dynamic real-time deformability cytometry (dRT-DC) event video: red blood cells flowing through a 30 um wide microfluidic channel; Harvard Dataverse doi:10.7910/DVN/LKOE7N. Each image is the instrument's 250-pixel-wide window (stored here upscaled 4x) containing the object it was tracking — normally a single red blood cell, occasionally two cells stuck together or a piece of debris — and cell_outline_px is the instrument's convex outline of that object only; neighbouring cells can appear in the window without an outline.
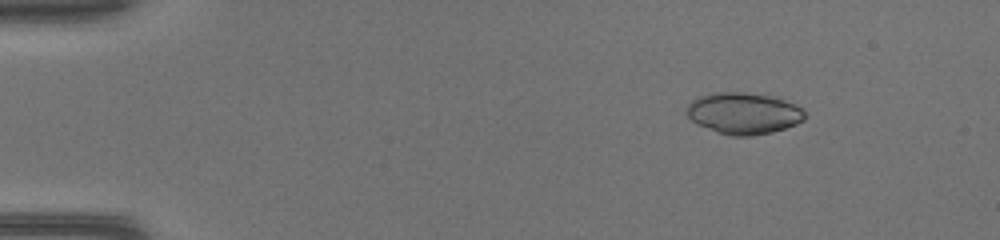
{"species": "common noctule bat (a hibernating species)", "species_latin": "Nyctalus noctula", "temperature_condition": "warm", "stored_images_in_passage": 46, "camera_frame_rate_fps": 3000, "um_per_image_px": 0.085, "animal": {"sex": "female", "body_mass_g": 17.0, "forearm_length_mm": 48.0}, "frame": {"image": 1, "passage_image": 6, "time_ms": 1.667, "image_size_px": [1000, 240], "cell_outline_px": [[808, 116], [804, 120], [796, 124], [772, 132], [752, 136], [732, 136], [716, 132], [696, 124], [684, 112], [688, 104], [692, 100], [700, 96], [712, 92], [744, 92], [776, 96], [800, 108]], "centroid_in_image_um": [63.18, 9.63], "position_along_channel_um": 21.8, "area_um2": 28.84}}
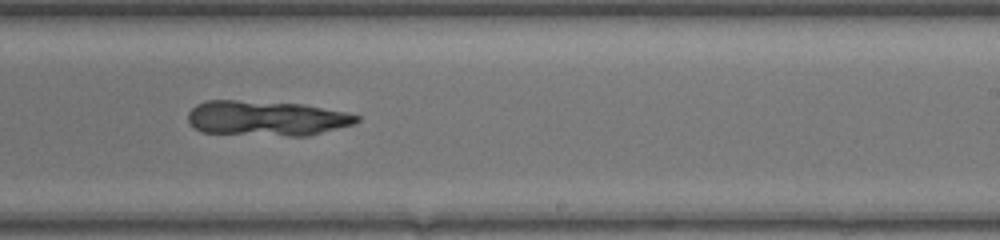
{"frame": {"image": 2, "passage_image": 29, "time_ms": 9.333, "image_size_px": [1000, 240], "cell_outline_px": [[360, 120], [352, 124], [308, 136], [288, 136], [200, 132], [188, 120], [188, 112], [196, 104], [208, 100], [236, 100], [304, 104], [344, 112], [360, 116]], "centroid_in_image_um": [22.63, 10.05], "position_along_channel_um": 266.4, "area_um2": 34.33}}
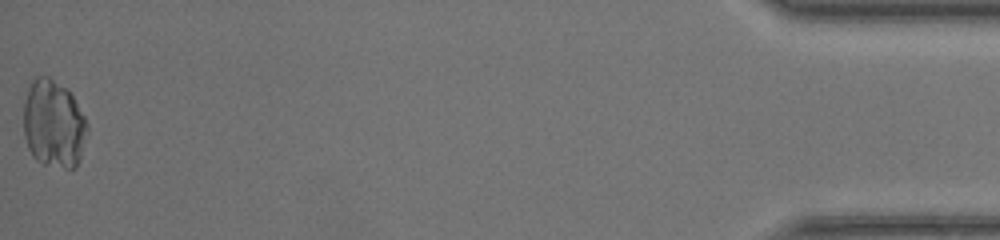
{"frame": {"image": 3, "passage_image": 46, "time_ms": 15.0, "image_size_px": [1000, 240], "cell_outline_px": [[88, 128], [80, 160], [76, 168], [64, 168], [44, 164], [36, 160], [32, 156], [28, 148], [24, 136], [24, 100], [32, 80], [36, 76], [48, 76], [68, 88], [84, 116], [88, 124]], "centroid_in_image_um": [4.56, 10.54], "position_along_channel_um": 430.6, "area_um2": 32.89}}